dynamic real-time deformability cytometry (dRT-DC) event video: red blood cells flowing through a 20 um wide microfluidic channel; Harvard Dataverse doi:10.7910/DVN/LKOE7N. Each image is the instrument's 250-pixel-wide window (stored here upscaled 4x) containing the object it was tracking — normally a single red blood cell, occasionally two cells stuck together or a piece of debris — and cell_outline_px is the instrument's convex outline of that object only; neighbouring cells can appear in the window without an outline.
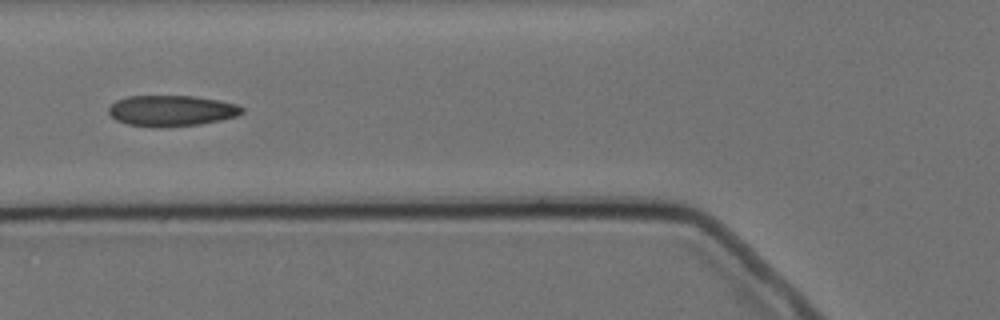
{"species": "Egyptian fruit bat (a non-hibernating species)", "species_latin": "Rousettus aegyptiacus", "temperature_condition": "cold", "stored_images_in_passage": 6, "camera_frame_rate_fps": 3000, "um_per_image_px": 0.085, "animal": {"sex": "female"}, "frame": {"image": 1, "passage_image": 5, "time_ms": 4.667, "image_size_px": [1000, 320], "cell_outline_px": [[244, 112], [236, 116], [220, 120], [200, 124], [160, 128], [156, 128], [128, 124], [116, 120], [108, 112], [108, 108], [116, 100], [128, 96], [192, 96], [216, 100], [236, 104], [244, 108]], "centroid_in_image_um": [14.56, 9.42], "position_along_channel_um": 111.2, "area_um2": 23.99}}